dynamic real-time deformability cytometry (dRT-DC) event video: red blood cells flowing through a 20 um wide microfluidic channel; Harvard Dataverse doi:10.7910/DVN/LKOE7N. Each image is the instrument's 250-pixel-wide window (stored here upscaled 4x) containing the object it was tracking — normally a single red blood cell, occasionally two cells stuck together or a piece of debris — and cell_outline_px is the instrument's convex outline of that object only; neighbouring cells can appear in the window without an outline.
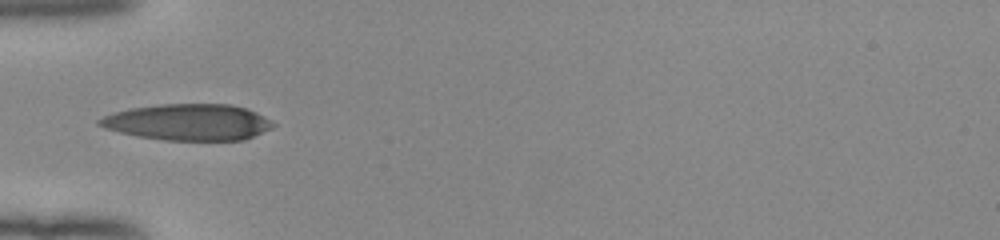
{"species": "human", "species_latin": "Homo sapiens", "temperature_condition": "room temperature", "stored_images_in_passage": 34, "camera_frame_rate_fps": 3000, "um_per_image_px": 0.085, "donor": {"sex": "female"}, "frame": {"image": 1, "passage_image": 1, "time_ms": 0.0, "image_size_px": [1000, 240], "cell_outline_px": [[276, 124], [272, 128], [244, 140], [164, 140], [140, 136], [120, 132], [104, 128], [96, 124], [96, 120], [112, 112], [132, 108], [160, 104], [232, 104], [248, 108], [264, 116]], "centroid_in_image_um": [16.0, 10.38], "position_along_channel_um": 69.0, "area_um2": 36.82}}
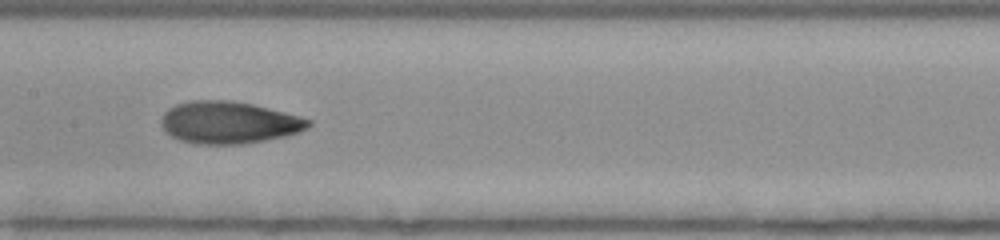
{"frame": {"image": 2, "passage_image": 10, "time_ms": 3.0, "image_size_px": [1000, 240], "cell_outline_px": [[312, 124], [308, 128], [284, 136], [264, 140], [240, 144], [196, 144], [180, 140], [172, 136], [160, 124], [160, 120], [164, 112], [168, 108], [176, 104], [188, 100], [232, 100], [252, 104], [300, 116], [312, 120]], "centroid_in_image_um": [19.43, 10.4], "position_along_channel_um": 188.0, "area_um2": 36.13}}
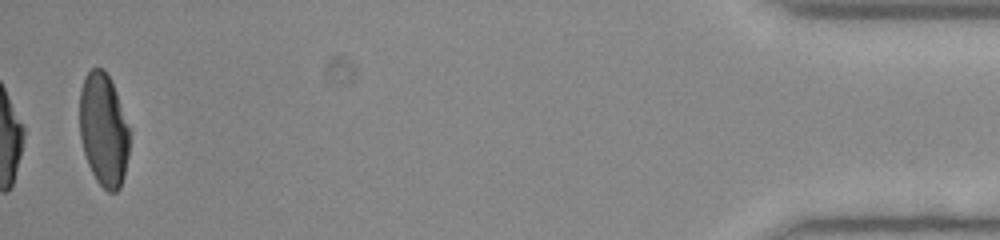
{"frame": {"image": 3, "passage_image": 34, "time_ms": 11.0, "image_size_px": [1000, 240], "cell_outline_px": [[128, 156], [124, 176], [120, 188], [116, 192], [108, 192], [96, 180], [88, 164], [84, 152], [80, 136], [80, 88], [84, 76], [92, 68], [104, 68], [116, 92], [128, 128]], "centroid_in_image_um": [8.78, 11.04], "position_along_channel_um": 426.4, "area_um2": 32.54}, "authors_computed_cell_mechanics": {"area_um2": 35.3447, "velocity_mm_per_s": 3.9948, "shape_relaxation_time_tau1_ms": 5.9299, "shape_relaxation_time_tau2_ms": 1.4813, "deformation_change_tau1": 0.2156, "deformation_change_tau2": 0.0763}}